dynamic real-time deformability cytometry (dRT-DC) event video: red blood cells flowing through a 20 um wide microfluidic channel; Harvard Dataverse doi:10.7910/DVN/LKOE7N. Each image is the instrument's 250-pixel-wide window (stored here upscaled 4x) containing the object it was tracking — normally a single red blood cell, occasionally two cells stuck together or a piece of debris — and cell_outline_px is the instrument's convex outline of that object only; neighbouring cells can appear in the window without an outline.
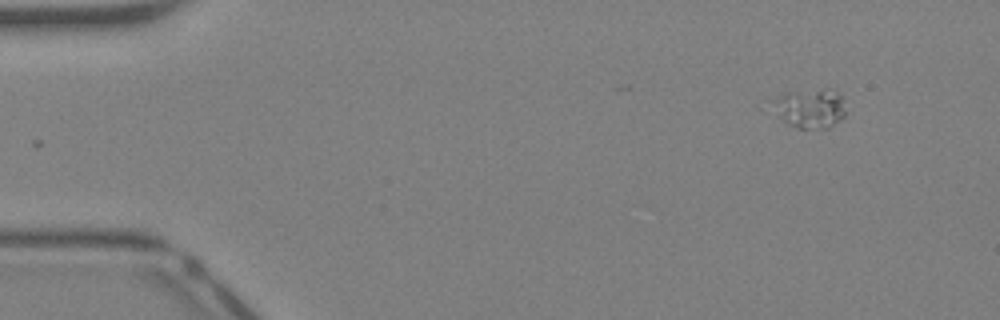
{"species": "Egyptian fruit bat (a non-hibernating species)", "species_latin": "Rousettus aegyptiacus", "temperature_condition": "warm", "stored_images_in_passage": 37, "segment_of_instrument_passage": [1, 2], "camera_frame_rate_fps": 3000, "um_per_image_px": 0.085, "animal": {"sex": "female"}, "frame": {"image": 1, "passage_image": 1, "time_ms": 0.0, "image_size_px": [1000, 320], "cell_outline_px": [[844, 116], [828, 128], [796, 128], [764, 112], [756, 104], [784, 92], [824, 88], [832, 88], [840, 92], [844, 112]], "centroid_in_image_um": [68.52, 9.17], "position_along_channel_um": 16.5, "area_um2": 18.61}}
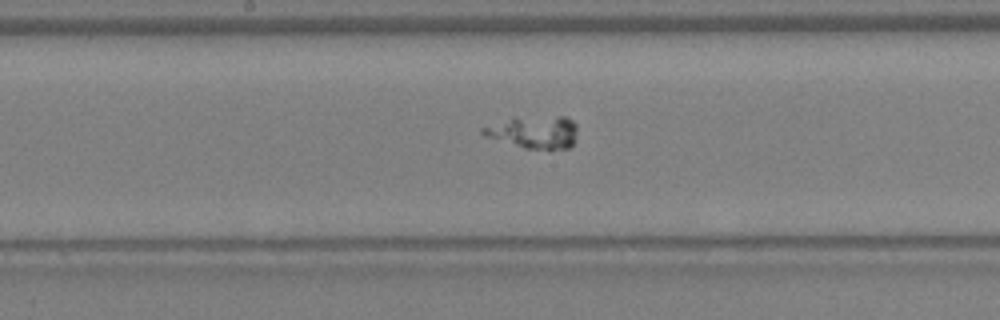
{"frame": {"image": 2, "passage_image": 19, "time_ms": 6.0, "image_size_px": [1000, 320], "cell_outline_px": [[576, 132], [572, 144], [568, 148], [524, 148], [484, 136], [480, 132], [480, 128], [512, 116], [564, 116], [572, 120], [576, 124]], "centroid_in_image_um": [45.33, 11.18], "position_along_channel_um": 202.9, "area_um2": 18.03}}
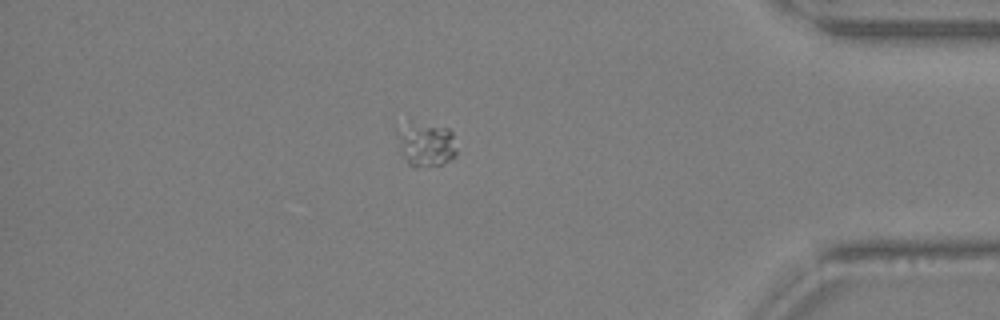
{"frame": {"image": 3, "passage_image": 33, "time_ms": 10.667, "image_size_px": [1000, 320], "cell_outline_px": [[456, 156], [452, 160], [440, 164], [408, 164], [400, 152], [400, 136], [416, 128], [448, 128], [452, 132], [456, 152]], "centroid_in_image_um": [36.37, 12.42], "position_along_channel_um": 398.8, "area_um2": 12.95}}